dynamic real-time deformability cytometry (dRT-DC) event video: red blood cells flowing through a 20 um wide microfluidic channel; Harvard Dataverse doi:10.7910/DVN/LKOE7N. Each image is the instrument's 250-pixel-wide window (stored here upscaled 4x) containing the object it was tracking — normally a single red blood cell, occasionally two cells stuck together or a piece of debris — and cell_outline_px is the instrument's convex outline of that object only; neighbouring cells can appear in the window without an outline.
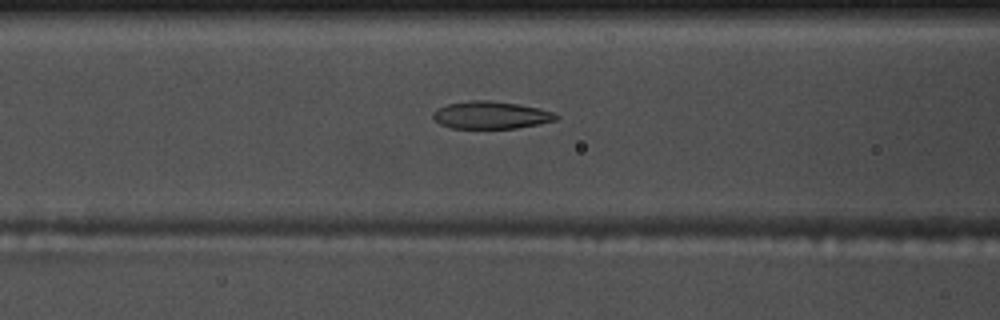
{"species": "common noctule bat (a hibernating species)", "species_latin": "Nyctalus noctula", "temperature_condition": "warm", "stored_images_in_passage": 44, "camera_frame_rate_fps": 3000, "um_per_image_px": 0.085, "animal": {"sex": "male", "body_mass_g": 17.5, "forearm_length_mm": 52.3}, "frame": {"image": 1, "passage_image": 22, "time_ms": 7.0, "image_size_px": [1000, 320], "cell_outline_px": [[560, 116], [556, 120], [516, 128], [452, 128], [440, 124], [432, 116], [432, 112], [448, 104], [468, 100], [488, 100], [516, 104], [540, 108], [552, 112]], "centroid_in_image_um": [41.72, 9.78], "position_along_channel_um": 124.9, "area_um2": 19.48}}
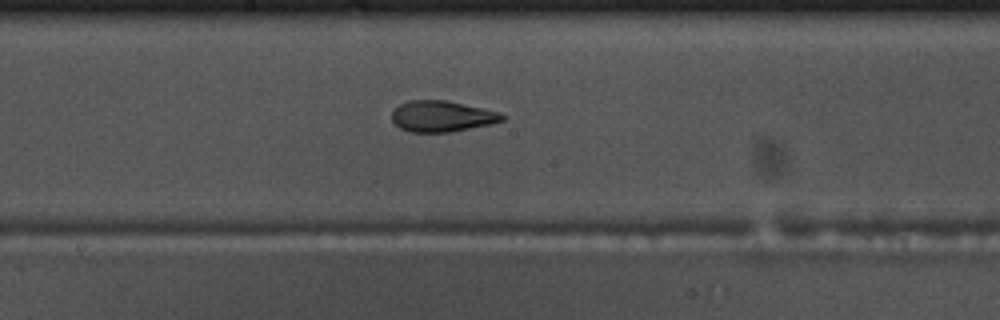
{"frame": {"image": 2, "passage_image": 29, "time_ms": 9.333, "image_size_px": [1000, 320], "cell_outline_px": [[504, 120], [492, 124], [448, 132], [408, 132], [400, 128], [392, 120], [392, 112], [400, 104], [408, 100], [448, 100], [500, 112], [504, 116]], "centroid_in_image_um": [37.56, 9.88], "position_along_channel_um": 210.6, "area_um2": 19.94}}
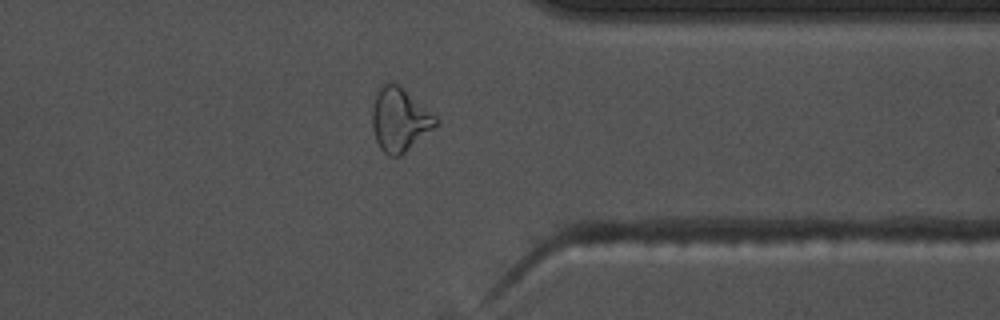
{"frame": {"image": 3, "passage_image": 43, "time_ms": 14.0, "image_size_px": [1000, 320], "cell_outline_px": [[440, 124], [400, 156], [388, 156], [380, 148], [376, 140], [372, 128], [372, 108], [376, 92], [388, 80], [392, 80], [436, 116], [440, 120]], "centroid_in_image_um": [33.97, 10.18], "position_along_channel_um": 377.4, "area_um2": 23.58}}